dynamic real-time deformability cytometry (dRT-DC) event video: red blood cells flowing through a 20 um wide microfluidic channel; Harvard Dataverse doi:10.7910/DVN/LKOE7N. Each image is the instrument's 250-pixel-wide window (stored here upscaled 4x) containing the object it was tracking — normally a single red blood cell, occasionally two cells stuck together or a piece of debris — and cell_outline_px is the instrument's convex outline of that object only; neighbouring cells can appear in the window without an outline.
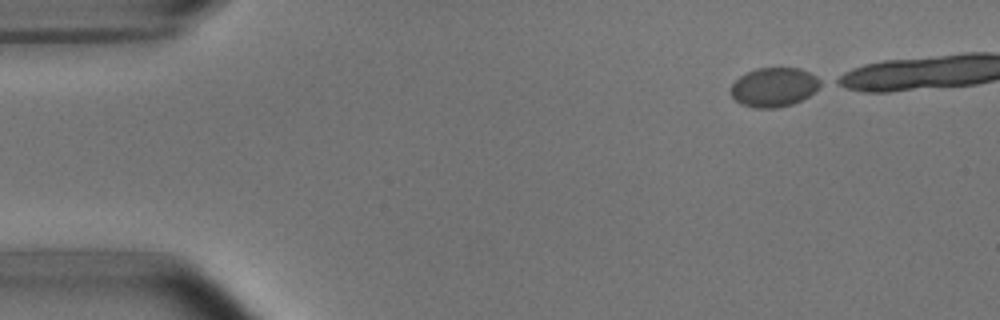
{"species": "common noctule bat (a hibernating species)", "species_latin": "Nyctalus noctula", "temperature_condition": "room temperature", "stored_images_in_passage": 4, "camera_frame_rate_fps": 3000, "um_per_image_px": 0.085, "animal": {"sex": "male", "body_mass_g": 15.6}, "frame": {"image": 1, "passage_image": 1, "time_ms": 0.0, "image_size_px": [1000, 320], "cell_outline_px": [[824, 84], [808, 96], [792, 104], [776, 108], [752, 108], [740, 104], [732, 96], [732, 84], [740, 76], [756, 68], [800, 68], [824, 80]], "centroid_in_image_um": [65.82, 7.41], "position_along_channel_um": 19.2, "area_um2": 20.52}}